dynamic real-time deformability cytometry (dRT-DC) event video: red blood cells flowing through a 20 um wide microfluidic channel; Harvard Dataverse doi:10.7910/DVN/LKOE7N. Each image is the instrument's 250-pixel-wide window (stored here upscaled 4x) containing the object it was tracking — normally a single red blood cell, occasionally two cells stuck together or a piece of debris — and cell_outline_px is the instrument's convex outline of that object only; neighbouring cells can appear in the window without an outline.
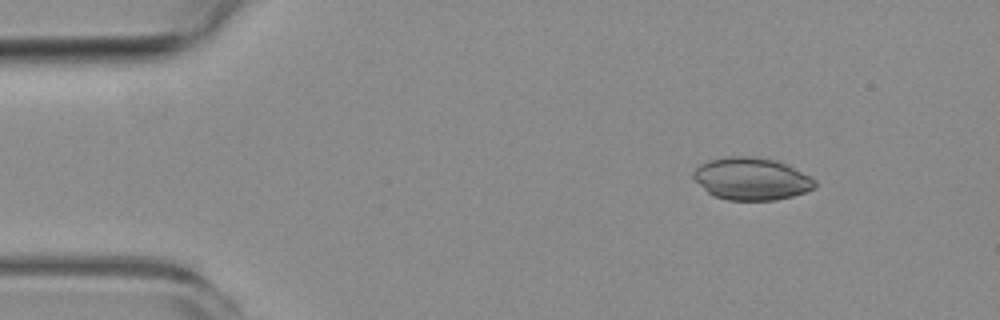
{"species": "common noctule bat (a hibernating species)", "species_latin": "Nyctalus noctula", "temperature_condition": "room temperature", "stored_images_in_passage": 8, "camera_frame_rate_fps": 3000, "um_per_image_px": 0.085, "animal": {"sex": "female", "body_mass_g": 19.3, "forearm_length_mm": 54.1}, "frame": {"image": 1, "passage_image": 2, "time_ms": 1.0, "image_size_px": [1000, 320], "cell_outline_px": [[816, 188], [792, 196], [776, 200], [728, 200], [712, 196], [692, 176], [692, 172], [700, 164], [708, 160], [732, 156], [748, 156], [776, 160], [816, 180]], "centroid_in_image_um": [63.85, 15.21], "position_along_channel_um": 21.2, "area_um2": 29.71}}
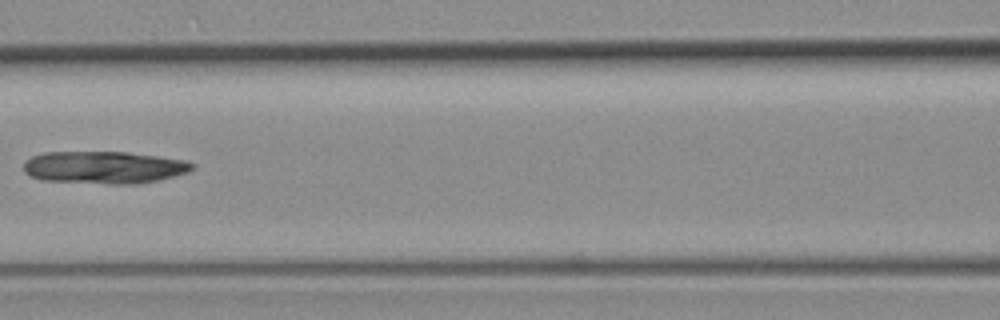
{"frame": {"image": 2, "passage_image": 6, "time_ms": 6.667, "image_size_px": [1000, 320], "cell_outline_px": [[196, 168], [188, 172], [160, 180], [140, 184], [108, 184], [40, 180], [28, 176], [24, 172], [24, 160], [32, 156], [44, 152], [128, 152], [184, 160], [196, 164]], "centroid_in_image_um": [8.84, 14.24], "position_along_channel_um": 157.8, "area_um2": 32.25}}
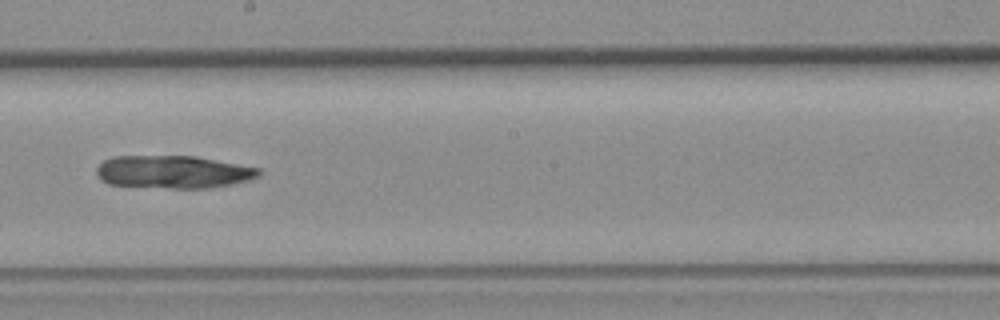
{"frame": {"image": 3, "passage_image": 8, "time_ms": 8.667, "image_size_px": [1000, 320], "cell_outline_px": [[260, 176], [248, 180], [232, 184], [208, 188], [172, 188], [108, 184], [100, 180], [96, 172], [96, 168], [104, 160], [112, 156], [196, 156], [260, 168]], "centroid_in_image_um": [14.72, 14.61], "position_along_channel_um": 233.5, "area_um2": 31.04}}